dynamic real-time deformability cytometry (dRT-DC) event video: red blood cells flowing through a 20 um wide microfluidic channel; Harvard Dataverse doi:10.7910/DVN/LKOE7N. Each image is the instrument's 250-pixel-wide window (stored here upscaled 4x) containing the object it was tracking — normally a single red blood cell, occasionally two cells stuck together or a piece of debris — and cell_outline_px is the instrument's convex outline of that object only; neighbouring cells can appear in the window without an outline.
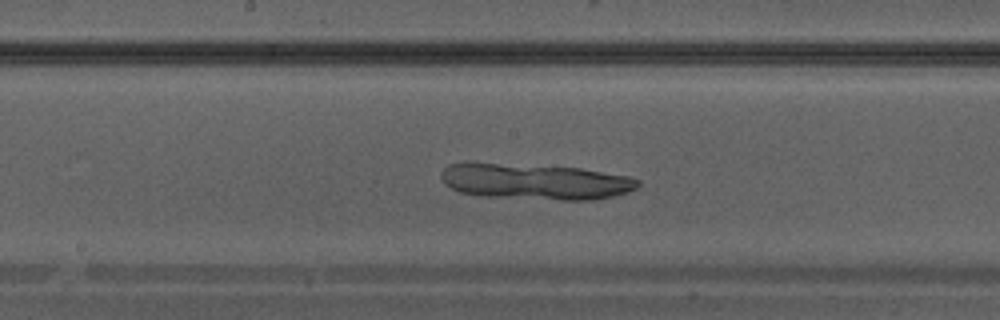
{"species": "Egyptian fruit bat (a non-hibernating species)", "species_latin": "Rousettus aegyptiacus", "temperature_condition": "warm", "stored_images_in_passage": 32, "camera_frame_rate_fps": 3000, "um_per_image_px": 0.085, "animal": {"sex": "male"}, "frame": {"image": 1, "passage_image": 14, "time_ms": 4.333, "image_size_px": [1000, 320], "cell_outline_px": [[640, 184], [636, 188], [628, 192], [612, 196], [592, 200], [560, 200], [480, 196], [460, 192], [444, 184], [440, 176], [440, 172], [448, 164], [464, 160], [468, 160], [580, 168], [628, 176], [640, 180]], "centroid_in_image_um": [45.38, 15.4], "position_along_channel_um": 202.8, "area_um2": 42.19}}